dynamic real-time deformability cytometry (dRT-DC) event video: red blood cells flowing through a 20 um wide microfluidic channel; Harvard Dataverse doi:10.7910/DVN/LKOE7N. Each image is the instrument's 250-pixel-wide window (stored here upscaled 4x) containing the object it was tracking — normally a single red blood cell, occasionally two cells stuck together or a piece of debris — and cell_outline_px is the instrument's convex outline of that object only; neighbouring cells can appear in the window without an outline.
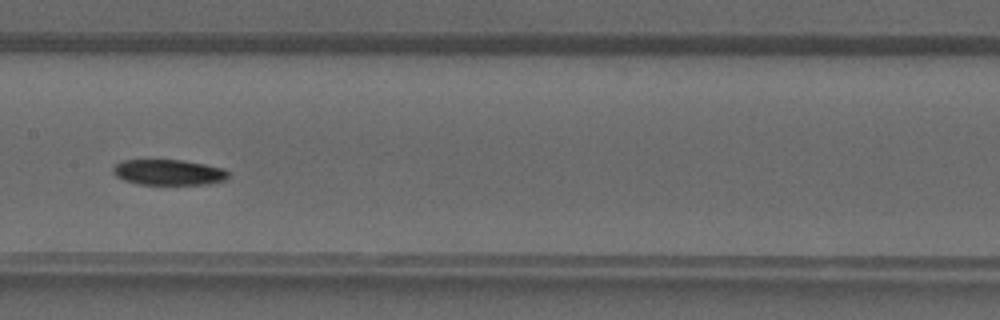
{"species": "common noctule bat (a hibernating species)", "species_latin": "Nyctalus noctula", "temperature_condition": "warm", "stored_images_in_passage": 34, "camera_frame_rate_fps": 3000, "um_per_image_px": 0.085, "animal": {"sex": "male", "forearm_length_mm": 52.5}, "frame": {"image": 1, "passage_image": 20, "time_ms": 6.333, "image_size_px": [1000, 320], "cell_outline_px": [[228, 180], [208, 184], [140, 184], [124, 180], [116, 176], [112, 172], [112, 168], [116, 164], [124, 160], [180, 160], [204, 164], [224, 168], [228, 172]], "centroid_in_image_um": [14.35, 14.65], "position_along_channel_um": 193.1, "area_um2": 17.17}}
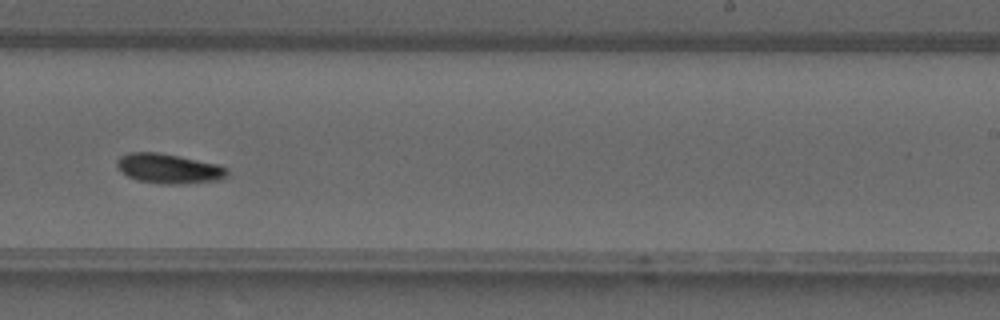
{"frame": {"image": 2, "passage_image": 25, "time_ms": 8.0, "image_size_px": [1000, 320], "cell_outline_px": [[228, 176], [220, 180], [180, 184], [160, 184], [136, 180], [128, 176], [116, 164], [116, 160], [120, 156], [128, 152], [156, 152], [180, 156], [220, 164], [228, 168]], "centroid_in_image_um": [14.39, 14.33], "position_along_channel_um": 274.6, "area_um2": 19.31}}